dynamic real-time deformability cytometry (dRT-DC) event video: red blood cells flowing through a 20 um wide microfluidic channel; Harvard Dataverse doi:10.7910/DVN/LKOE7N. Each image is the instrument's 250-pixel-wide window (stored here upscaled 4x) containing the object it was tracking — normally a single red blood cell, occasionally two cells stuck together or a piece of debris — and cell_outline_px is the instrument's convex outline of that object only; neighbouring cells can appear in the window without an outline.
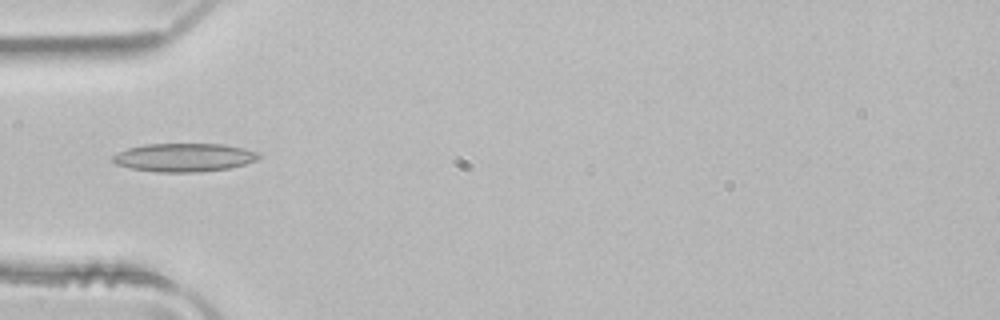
{"species": "common noctule bat (a hibernating species)", "species_latin": "Nyctalus noctula", "temperature_condition": "room temperature", "stored_images_in_passage": 1, "camera_frame_rate_fps": 3000, "um_per_image_px": 0.085, "animal": {"sex": "male", "body_mass_g": 21.5, "forearm_length_mm": 52.0}, "frame": {"image": 1, "passage_image": 1, "time_ms": 0.0, "image_size_px": [1000, 320], "cell_outline_px": [[260, 156], [256, 160], [244, 164], [228, 168], [200, 172], [156, 172], [132, 168], [116, 164], [112, 160], [112, 156], [116, 152], [128, 148], [144, 144], [224, 144], [244, 148], [260, 152]], "centroid_in_image_um": [15.64, 13.38], "position_along_channel_um": 69.4, "area_um2": 24.22}}